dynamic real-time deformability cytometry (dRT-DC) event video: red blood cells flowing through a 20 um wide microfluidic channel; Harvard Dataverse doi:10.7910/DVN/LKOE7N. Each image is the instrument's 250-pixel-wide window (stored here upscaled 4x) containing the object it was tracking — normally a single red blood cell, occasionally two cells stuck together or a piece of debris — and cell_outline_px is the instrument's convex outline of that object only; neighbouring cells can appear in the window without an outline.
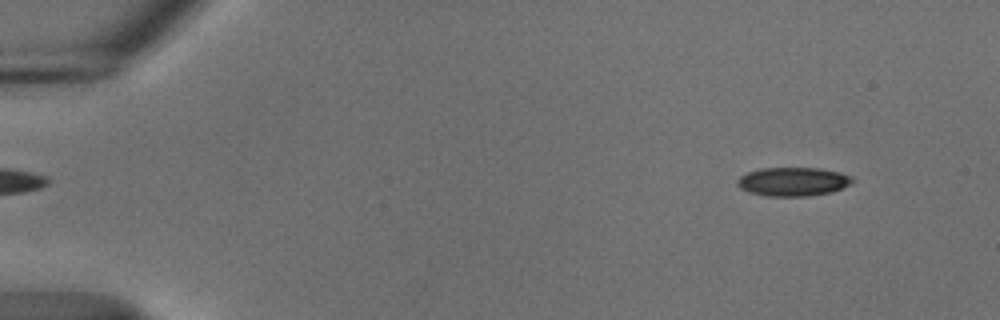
{"species": "common noctule bat (a hibernating species)", "species_latin": "Nyctalus noctula", "temperature_condition": "cold", "stored_images_in_passage": 54, "camera_frame_rate_fps": 3000, "um_per_image_px": 0.085, "animal": {"sex": "male", "body_mass_g": 18.8}, "frame": {"image": 1, "passage_image": 5, "time_ms": 1.333, "image_size_px": [1000, 320], "cell_outline_px": [[852, 180], [848, 184], [840, 188], [828, 192], [804, 196], [768, 196], [748, 192], [740, 188], [736, 184], [736, 180], [740, 176], [748, 172], [760, 168], [820, 168], [840, 172], [852, 176]], "centroid_in_image_um": [67.34, 15.42], "position_along_channel_um": 17.7, "area_um2": 19.07}}
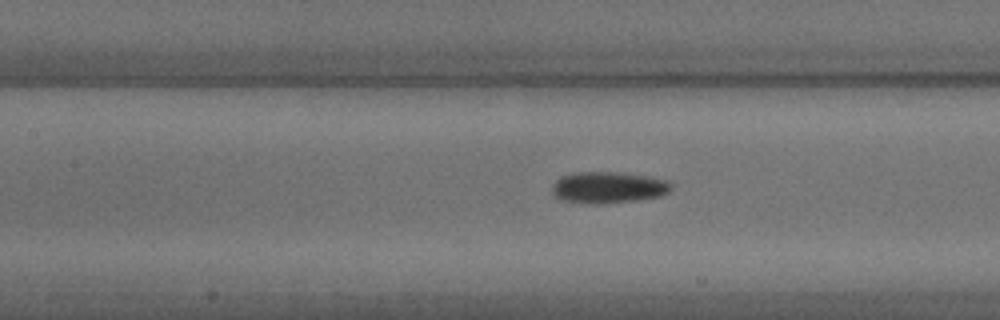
{"frame": {"image": 2, "passage_image": 25, "time_ms": 8.0, "image_size_px": [1000, 320], "cell_outline_px": [[672, 188], [668, 192], [660, 196], [636, 200], [564, 200], [556, 196], [552, 192], [552, 184], [560, 176], [572, 172], [616, 172], [648, 176], [668, 180], [672, 184]], "centroid_in_image_um": [51.74, 15.85], "position_along_channel_um": 155.7, "area_um2": 20.75}}
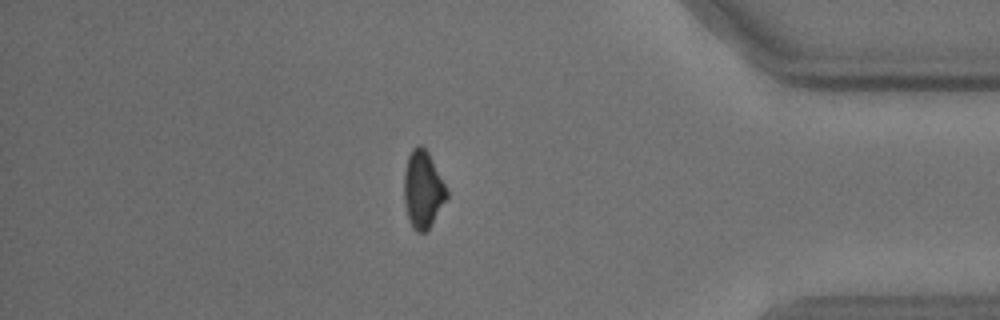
{"frame": {"image": 3, "passage_image": 47, "time_ms": 15.333, "image_size_px": [1000, 320], "cell_outline_px": [[448, 196], [428, 228], [424, 232], [416, 232], [412, 228], [404, 204], [404, 172], [408, 156], [412, 148], [416, 144], [420, 144], [428, 152], [448, 192]], "centroid_in_image_um": [35.91, 16.09], "position_along_channel_um": 399.3, "area_um2": 18.9}, "authors_computed_cell_mechanics": {"area_um2": 19.9121, "velocity_mm_per_s": 3.7039, "shape_relaxation_time_tau1_ms": 7.8329, "shape_relaxation_time_tau2_ms": null, "deformation_change_tau1": 0.1324, "deformation_change_tau2": null}}